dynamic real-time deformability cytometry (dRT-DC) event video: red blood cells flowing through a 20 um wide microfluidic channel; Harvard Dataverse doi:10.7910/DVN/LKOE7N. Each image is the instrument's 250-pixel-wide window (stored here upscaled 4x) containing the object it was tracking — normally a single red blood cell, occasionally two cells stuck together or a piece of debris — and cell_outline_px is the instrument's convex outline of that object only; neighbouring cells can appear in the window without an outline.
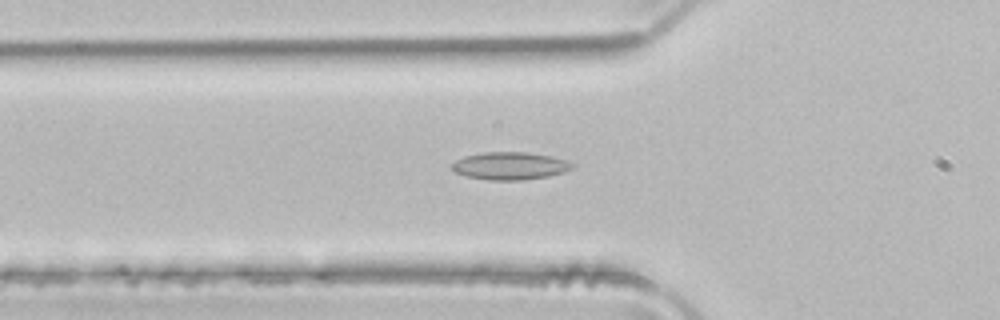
{"species": "common noctule bat (a hibernating species)", "species_latin": "Nyctalus noctula", "temperature_condition": "room temperature", "stored_images_in_passage": 41, "camera_frame_rate_fps": 3000, "um_per_image_px": 0.085, "animal": {"sex": "male", "body_mass_g": 21.5, "forearm_length_mm": 52.0}, "frame": {"image": 1, "passage_image": 8, "time_ms": 2.333, "image_size_px": [1000, 320], "cell_outline_px": [[576, 168], [564, 172], [548, 176], [524, 180], [488, 180], [468, 176], [452, 172], [452, 164], [456, 160], [464, 156], [484, 152], [528, 152], [552, 156], [576, 164]], "centroid_in_image_um": [43.38, 14.1], "position_along_channel_um": 82.4, "area_um2": 19.54}}
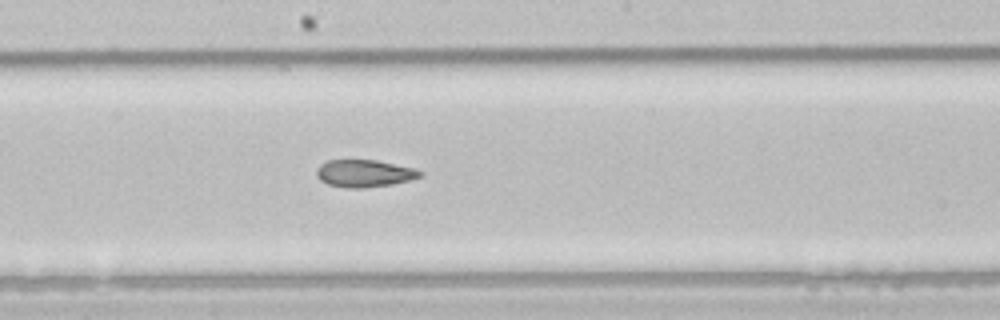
{"frame": {"image": 2, "passage_image": 18, "time_ms": 5.667, "image_size_px": [1000, 320], "cell_outline_px": [[424, 176], [392, 184], [364, 188], [348, 188], [328, 184], [320, 180], [316, 176], [316, 168], [320, 164], [328, 160], [376, 160], [416, 168], [424, 172]], "centroid_in_image_um": [30.98, 14.73], "position_along_channel_um": 217.2, "area_um2": 16.65}}
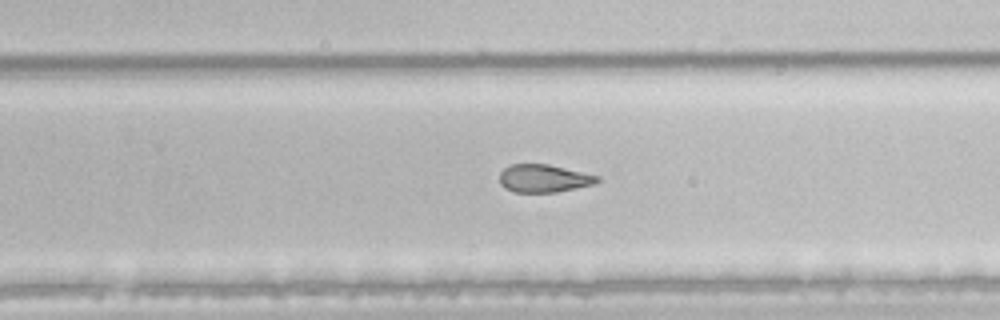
{"frame": {"image": 3, "passage_image": 23, "time_ms": 7.333, "image_size_px": [1000, 320], "cell_outline_px": [[600, 180], [592, 184], [556, 192], [516, 192], [504, 188], [500, 184], [500, 172], [504, 168], [512, 164], [548, 164], [600, 176]], "centroid_in_image_um": [46.2, 15.16], "position_along_channel_um": 283.6, "area_um2": 15.72}, "authors_computed_cell_mechanics": {"area_um2": 18.207, "velocity_mm_per_s": 4.0099, "shape_relaxation_time_tau1_ms": null, "shape_relaxation_time_tau2_ms": 3.9157, "deformation_change_tau1": null, "deformation_change_tau2": 0.1154}}